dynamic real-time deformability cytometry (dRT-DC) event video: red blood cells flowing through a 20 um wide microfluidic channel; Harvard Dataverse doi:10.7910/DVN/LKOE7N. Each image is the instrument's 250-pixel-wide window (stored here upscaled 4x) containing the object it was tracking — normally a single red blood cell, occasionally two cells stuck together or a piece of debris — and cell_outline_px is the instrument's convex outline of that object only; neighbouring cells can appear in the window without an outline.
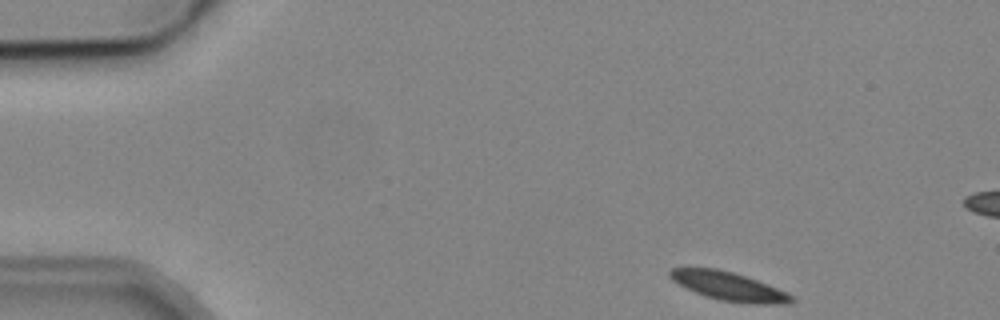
{"species": "common noctule bat (a hibernating species)", "species_latin": "Nyctalus noctula", "temperature_condition": "cold", "stored_images_in_passage": 4, "camera_frame_rate_fps": 3000, "um_per_image_px": 0.085, "animal": {"sex": "male", "body_mass_g": 19.2, "forearm_length_mm": 51.8}, "frame": {"image": 1, "passage_image": 1, "time_ms": 0.0, "image_size_px": [1000, 320], "cell_outline_px": [[796, 300], [792, 304], [752, 304], [720, 300], [696, 292], [672, 280], [668, 276], [668, 268], [716, 268], [732, 272], [768, 284], [788, 292]], "centroid_in_image_um": [61.99, 24.34], "position_along_channel_um": 23.0, "area_um2": 20.17}}